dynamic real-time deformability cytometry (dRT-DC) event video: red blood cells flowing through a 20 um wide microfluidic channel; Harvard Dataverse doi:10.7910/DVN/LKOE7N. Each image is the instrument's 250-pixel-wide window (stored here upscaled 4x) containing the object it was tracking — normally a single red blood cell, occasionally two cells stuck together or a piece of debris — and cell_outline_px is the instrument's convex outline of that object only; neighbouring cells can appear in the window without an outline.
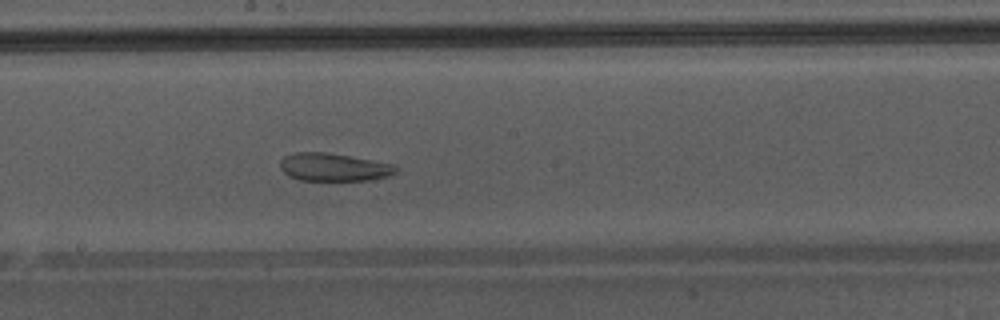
{"species": "Egyptian fruit bat (a non-hibernating species)", "species_latin": "Rousettus aegyptiacus", "temperature_condition": "warm", "stored_images_in_passage": 48, "camera_frame_rate_fps": 3000, "um_per_image_px": 0.085, "animal": {"sex": "male"}, "frame": {"image": 1, "passage_image": 28, "time_ms": 9.0, "image_size_px": [1000, 320], "cell_outline_px": [[396, 172], [388, 176], [368, 180], [300, 180], [288, 176], [280, 168], [280, 160], [284, 156], [296, 152], [324, 152], [396, 164]], "centroid_in_image_um": [28.34, 14.21], "position_along_channel_um": 219.9, "area_um2": 18.73}, "authors_computed_cell_mechanics": {"area_um2": 29.9404, "velocity_mm_per_s": 4.2867, "shape_relaxation_time_tau1_ms": null, "shape_relaxation_time_tau2_ms": 1.0572, "deformation_change_tau1": null, "deformation_change_tau2": 0.0572}}